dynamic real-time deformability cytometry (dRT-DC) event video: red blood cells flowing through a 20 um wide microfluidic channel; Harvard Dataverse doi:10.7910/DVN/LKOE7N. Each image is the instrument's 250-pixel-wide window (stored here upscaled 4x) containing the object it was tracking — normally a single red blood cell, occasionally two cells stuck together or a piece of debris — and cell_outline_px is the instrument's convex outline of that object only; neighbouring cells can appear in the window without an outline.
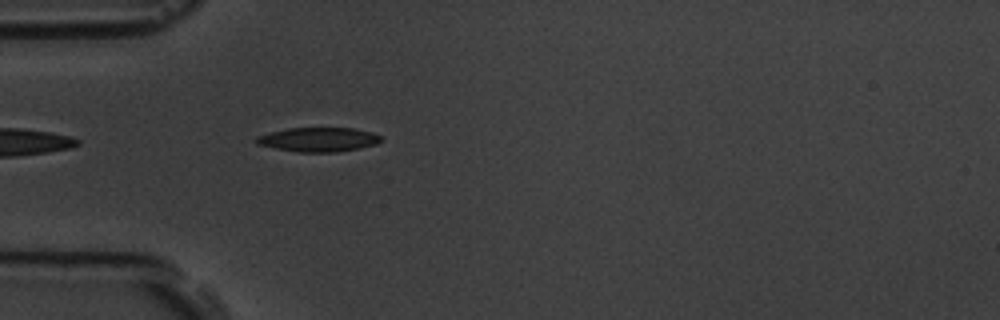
{"species": "common noctule bat (a hibernating species)", "species_latin": "Nyctalus noctula", "temperature_condition": "room temperature", "stored_images_in_passage": 5, "camera_frame_rate_fps": 3000, "um_per_image_px": 0.085, "animal": {"sex": "male", "body_mass_g": 19.5, "forearm_length_mm": 54.6}, "frame": {"image": 1, "passage_image": 5, "time_ms": 5.667, "image_size_px": [1000, 320], "cell_outline_px": [[384, 140], [376, 144], [360, 148], [336, 152], [296, 152], [256, 144], [252, 140], [256, 136], [288, 128], [352, 128], [372, 132], [380, 136]], "centroid_in_image_um": [27.06, 11.86], "position_along_channel_um": 57.9, "area_um2": 17.69}}